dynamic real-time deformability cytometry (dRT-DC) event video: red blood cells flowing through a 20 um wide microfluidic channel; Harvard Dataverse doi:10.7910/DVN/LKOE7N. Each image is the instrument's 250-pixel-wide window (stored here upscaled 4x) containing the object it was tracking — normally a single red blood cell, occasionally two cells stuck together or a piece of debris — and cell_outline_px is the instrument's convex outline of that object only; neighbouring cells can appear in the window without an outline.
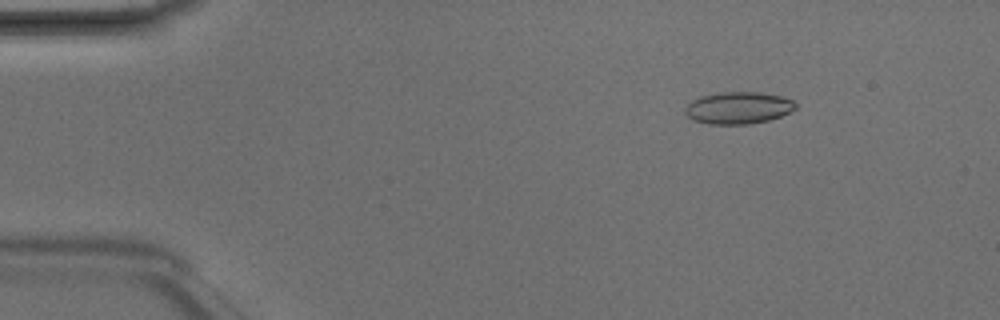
{"species": "Egyptian fruit bat (a non-hibernating species)", "species_latin": "Rousettus aegyptiacus", "temperature_condition": "room temperature", "stored_images_in_passage": 4, "camera_frame_rate_fps": 3000, "um_per_image_px": 0.085, "animal": {"sex": "male"}, "frame": {"image": 1, "passage_image": 2, "time_ms": 0.333, "image_size_px": [1000, 320], "cell_outline_px": [[796, 108], [780, 116], [768, 120], [748, 124], [708, 124], [692, 120], [684, 112], [684, 108], [692, 100], [700, 96], [720, 92], [760, 92], [784, 96], [792, 100], [796, 104]], "centroid_in_image_um": [62.73, 9.16], "position_along_channel_um": 22.3, "area_um2": 20.69}}